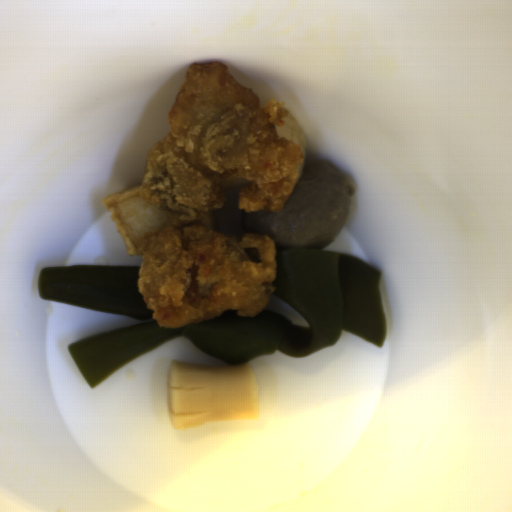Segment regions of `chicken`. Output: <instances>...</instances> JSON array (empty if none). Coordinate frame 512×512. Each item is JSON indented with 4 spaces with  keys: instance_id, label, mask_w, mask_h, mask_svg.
Here are the masks:
<instances>
[{
    "instance_id": "chicken-1",
    "label": "chicken",
    "mask_w": 512,
    "mask_h": 512,
    "mask_svg": "<svg viewBox=\"0 0 512 512\" xmlns=\"http://www.w3.org/2000/svg\"><path fill=\"white\" fill-rule=\"evenodd\" d=\"M285 104L264 105L225 63L192 64L168 111L169 130L147 152L140 192L169 213L137 244L138 291L152 319L177 329L229 309L240 317L265 310L276 278L275 243L257 233L229 238L203 217L225 207L224 185L245 178L238 210H280L300 177L305 154L281 138Z\"/></svg>"
}]
</instances>
